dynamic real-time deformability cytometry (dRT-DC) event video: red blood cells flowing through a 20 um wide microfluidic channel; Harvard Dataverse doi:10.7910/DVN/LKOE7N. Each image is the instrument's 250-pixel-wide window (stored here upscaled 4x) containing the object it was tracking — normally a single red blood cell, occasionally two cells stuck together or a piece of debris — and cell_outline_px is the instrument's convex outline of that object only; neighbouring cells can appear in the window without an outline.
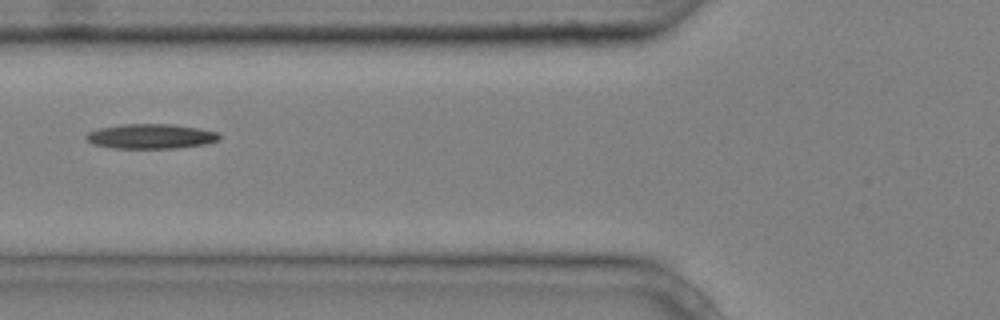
{"species": "common noctule bat (a hibernating species)", "species_latin": "Nyctalus noctula", "temperature_condition": "cold", "stored_images_in_passage": 9, "camera_frame_rate_fps": 3000, "um_per_image_px": 0.085, "animal": {"sex": "male", "body_mass_g": 20.4}, "frame": {"image": 1, "passage_image": 6, "time_ms": 1.667, "image_size_px": [1000, 320], "cell_outline_px": [[220, 140], [204, 144], [180, 148], [112, 148], [92, 144], [84, 136], [88, 132], [100, 128], [124, 124], [172, 124], [200, 128], [216, 132], [220, 136]], "centroid_in_image_um": [12.83, 11.59], "position_along_channel_um": 113.0, "area_um2": 19.25}}